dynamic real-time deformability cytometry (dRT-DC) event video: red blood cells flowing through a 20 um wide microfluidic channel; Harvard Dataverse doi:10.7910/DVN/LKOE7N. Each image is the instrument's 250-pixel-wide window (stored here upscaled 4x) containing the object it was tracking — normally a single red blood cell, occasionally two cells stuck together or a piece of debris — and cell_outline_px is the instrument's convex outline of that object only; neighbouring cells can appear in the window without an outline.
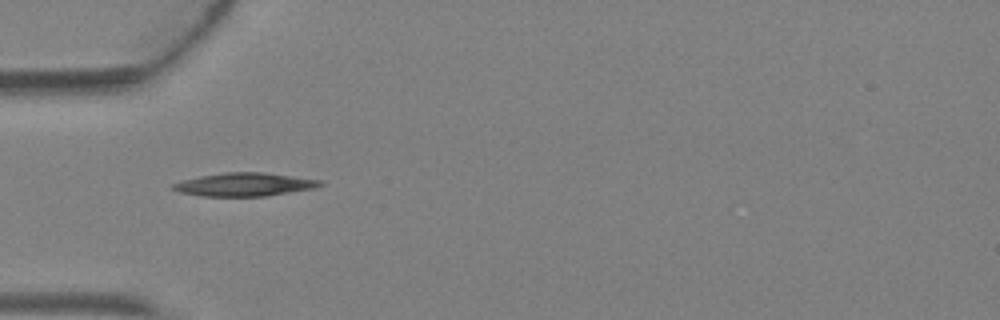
{"species": "Egyptian fruit bat (a non-hibernating species)", "species_latin": "Rousettus aegyptiacus", "temperature_condition": "warm", "stored_images_in_passage": 1, "camera_frame_rate_fps": 3000, "um_per_image_px": 0.085, "animal": {"sex": "female"}, "frame": {"image": 1, "passage_image": 1, "time_ms": 0.0, "image_size_px": [1000, 320], "cell_outline_px": [[324, 184], [316, 188], [268, 196], [200, 196], [180, 192], [172, 188], [172, 184], [184, 180], [200, 176], [224, 172], [264, 172], [324, 180]], "centroid_in_image_um": [20.85, 15.68], "position_along_channel_um": 64.1, "area_um2": 20.11}}